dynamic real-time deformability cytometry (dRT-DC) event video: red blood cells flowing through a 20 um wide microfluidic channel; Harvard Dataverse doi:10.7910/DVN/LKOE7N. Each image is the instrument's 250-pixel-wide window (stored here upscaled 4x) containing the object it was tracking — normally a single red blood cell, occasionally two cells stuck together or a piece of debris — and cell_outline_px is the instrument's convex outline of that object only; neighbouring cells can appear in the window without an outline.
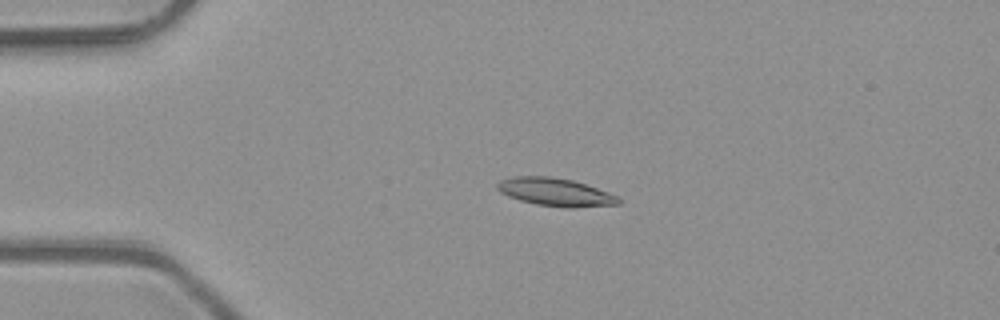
{"species": "common noctule bat (a hibernating species)", "species_latin": "Nyctalus noctula", "temperature_condition": "room temperature", "stored_images_in_passage": 4, "camera_frame_rate_fps": 3000, "um_per_image_px": 0.085, "animal": {"sex": "male", "body_mass_g": 23.1, "forearm_length_mm": 52.7}, "frame": {"image": 1, "passage_image": 3, "time_ms": 0.667, "image_size_px": [1000, 320], "cell_outline_px": [[620, 204], [572, 208], [568, 208], [536, 204], [520, 200], [508, 196], [500, 192], [496, 188], [496, 184], [500, 180], [516, 176], [548, 176], [572, 180], [596, 188], [616, 196], [620, 200]], "centroid_in_image_um": [47.16, 16.33], "position_along_channel_um": 37.8, "area_um2": 19.54}}